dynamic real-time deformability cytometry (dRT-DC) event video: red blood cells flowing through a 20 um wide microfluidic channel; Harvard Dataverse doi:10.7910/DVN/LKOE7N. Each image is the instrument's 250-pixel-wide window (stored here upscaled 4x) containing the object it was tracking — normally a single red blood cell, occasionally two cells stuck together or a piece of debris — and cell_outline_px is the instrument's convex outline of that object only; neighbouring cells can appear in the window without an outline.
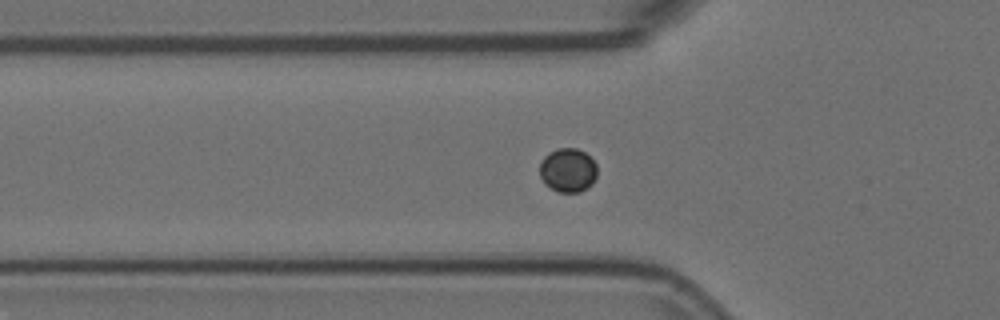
{"species": "Egyptian fruit bat (a non-hibernating species)", "species_latin": "Rousettus aegyptiacus", "temperature_condition": "room temperature", "stored_images_in_passage": 40, "camera_frame_rate_fps": 3000, "um_per_image_px": 0.085, "animal": {"sex": "female"}, "frame": {"image": 1, "passage_image": 3, "time_ms": 0.667, "image_size_px": [1000, 320], "cell_outline_px": [[596, 176], [592, 184], [580, 192], [556, 192], [544, 184], [540, 176], [540, 164], [544, 156], [548, 152], [556, 148], [576, 148], [584, 152], [596, 164]], "centroid_in_image_um": [48.24, 14.47], "position_along_channel_um": 77.6, "area_um2": 14.8}}
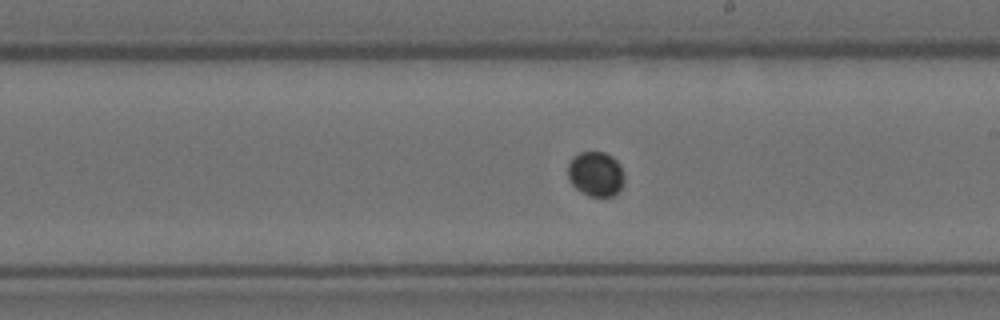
{"frame": {"image": 2, "passage_image": 16, "time_ms": 5.0, "image_size_px": [1000, 320], "cell_outline_px": [[624, 180], [620, 188], [612, 196], [588, 196], [580, 192], [568, 180], [568, 164], [572, 156], [580, 152], [604, 152], [612, 156], [620, 164], [624, 172]], "centroid_in_image_um": [50.62, 14.77], "position_along_channel_um": 238.4, "area_um2": 14.85}}
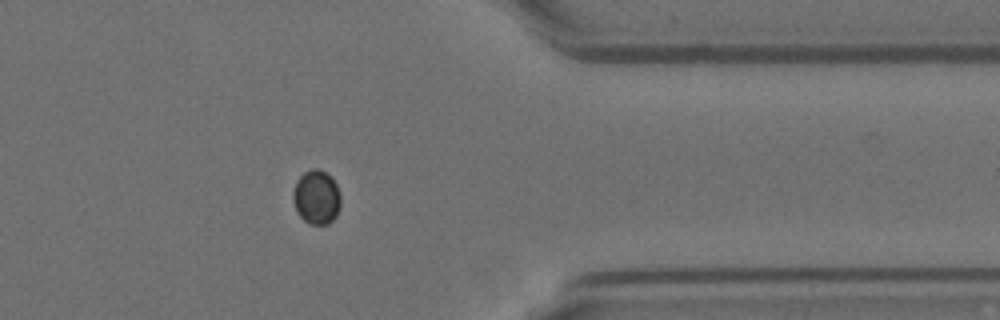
{"frame": {"image": 3, "passage_image": 29, "time_ms": 9.333, "image_size_px": [1000, 320], "cell_outline_px": [[340, 204], [336, 216], [328, 224], [308, 224], [296, 212], [292, 200], [292, 192], [296, 180], [304, 172], [312, 168], [316, 168], [332, 176], [340, 192]], "centroid_in_image_um": [26.88, 16.75], "position_along_channel_um": 384.5, "area_um2": 15.26}}